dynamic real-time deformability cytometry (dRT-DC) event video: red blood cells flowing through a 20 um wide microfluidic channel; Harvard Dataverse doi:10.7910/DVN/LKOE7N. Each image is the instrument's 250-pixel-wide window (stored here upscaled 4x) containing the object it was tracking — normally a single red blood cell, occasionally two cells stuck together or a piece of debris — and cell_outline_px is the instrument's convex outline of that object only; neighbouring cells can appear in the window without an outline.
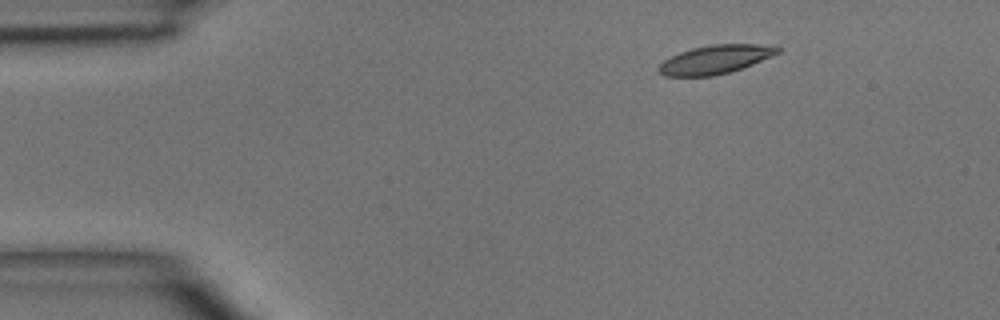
{"species": "common noctule bat (a hibernating species)", "species_latin": "Nyctalus noctula", "temperature_condition": "room temperature", "stored_images_in_passage": 3, "camera_frame_rate_fps": 3000, "um_per_image_px": 0.085, "animal": {"sex": "male", "body_mass_g": 15.6}, "frame": {"image": 1, "passage_image": 1, "time_ms": 0.0, "image_size_px": [1000, 320], "cell_outline_px": [[780, 52], [772, 56], [752, 64], [728, 72], [712, 76], [664, 76], [656, 68], [664, 60], [680, 52], [692, 48], [712, 44], [760, 44], [780, 48]], "centroid_in_image_um": [60.77, 5.05], "position_along_channel_um": 24.2, "area_um2": 19.59}}
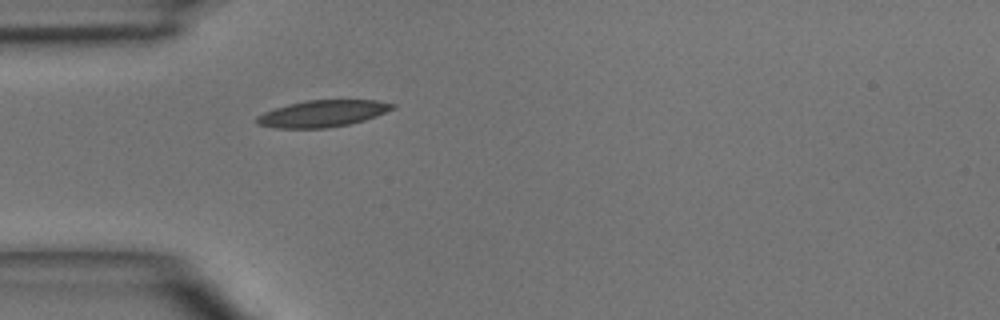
{"frame": {"image": 2, "passage_image": 3, "time_ms": 2.333, "image_size_px": [1000, 320], "cell_outline_px": [[396, 108], [376, 116], [364, 120], [348, 124], [328, 128], [276, 128], [256, 124], [256, 116], [264, 112], [288, 104], [304, 100], [376, 100], [396, 104]], "centroid_in_image_um": [27.42, 9.65], "position_along_channel_um": 57.6, "area_um2": 21.15}}